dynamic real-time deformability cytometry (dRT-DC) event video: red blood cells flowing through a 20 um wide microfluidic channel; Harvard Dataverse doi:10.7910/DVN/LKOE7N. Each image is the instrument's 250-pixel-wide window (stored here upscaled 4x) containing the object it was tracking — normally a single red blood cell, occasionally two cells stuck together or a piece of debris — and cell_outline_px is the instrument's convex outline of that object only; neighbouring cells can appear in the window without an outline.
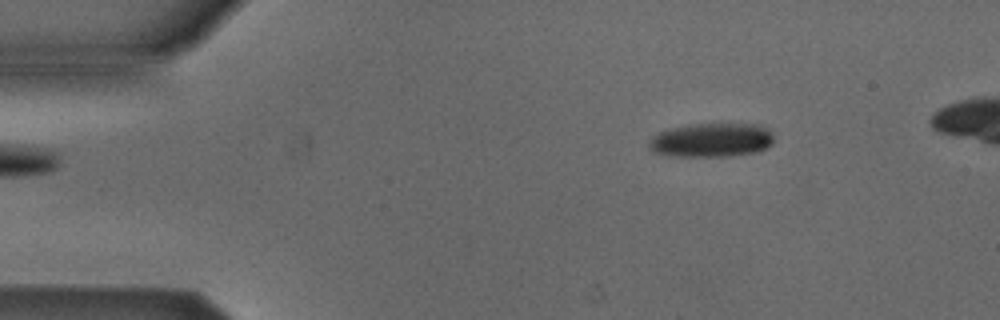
{"species": "Egyptian fruit bat (a non-hibernating species)", "species_latin": "Rousettus aegyptiacus", "temperature_condition": "cold", "stored_images_in_passage": 2, "camera_frame_rate_fps": 3000, "um_per_image_px": 0.085, "animal": {"sex": "male"}, "frame": {"image": 1, "passage_image": 2, "time_ms": 0.333, "image_size_px": [1000, 320], "cell_outline_px": [[772, 144], [756, 152], [728, 156], [668, 156], [652, 152], [648, 148], [648, 140], [652, 136], [660, 132], [672, 128], [696, 124], [760, 124], [772, 132]], "centroid_in_image_um": [60.44, 11.91], "position_along_channel_um": 24.6, "area_um2": 24.74}}